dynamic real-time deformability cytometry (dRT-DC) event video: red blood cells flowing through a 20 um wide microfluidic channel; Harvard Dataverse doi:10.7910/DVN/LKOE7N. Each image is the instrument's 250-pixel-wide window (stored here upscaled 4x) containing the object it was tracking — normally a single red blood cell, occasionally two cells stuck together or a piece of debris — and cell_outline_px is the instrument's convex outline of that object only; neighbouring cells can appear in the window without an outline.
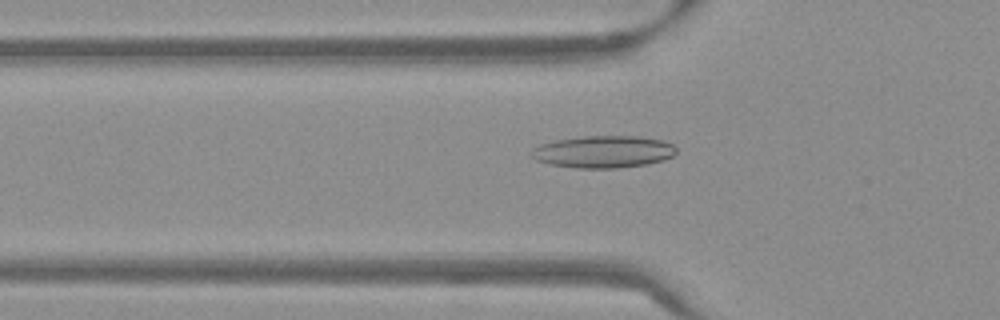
{"species": "Egyptian fruit bat (a non-hibernating species)", "species_latin": "Rousettus aegyptiacus", "temperature_condition": "warm", "stored_images_in_passage": 53, "camera_frame_rate_fps": 3000, "um_per_image_px": 0.085, "frame": {"image": 1, "passage_image": 18, "time_ms": 5.667, "image_size_px": [1000, 320], "cell_outline_px": [[676, 152], [672, 156], [664, 160], [648, 164], [616, 168], [576, 168], [548, 164], [536, 160], [528, 156], [532, 148], [540, 144], [556, 140], [584, 136], [640, 136], [660, 140], [672, 144], [676, 148]], "centroid_in_image_um": [51.24, 12.9], "position_along_channel_um": 74.6, "area_um2": 27.34}}
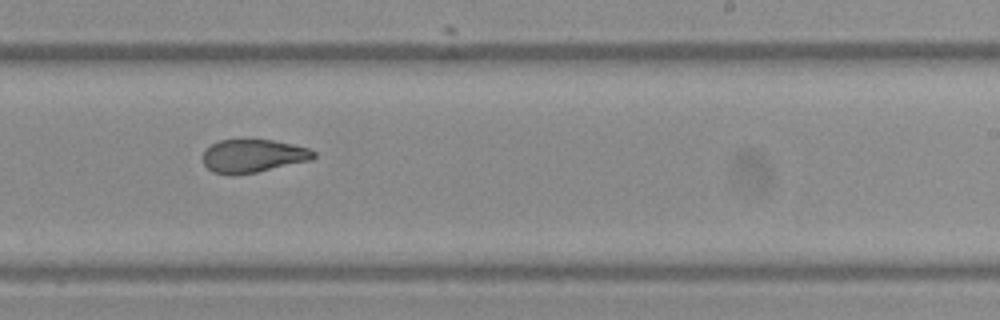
{"frame": {"image": 2, "passage_image": 33, "time_ms": 10.667, "image_size_px": [1000, 320], "cell_outline_px": [[316, 156], [312, 160], [256, 172], [232, 176], [212, 172], [204, 164], [204, 148], [220, 140], [272, 140], [292, 144], [308, 148], [316, 152]], "centroid_in_image_um": [21.51, 13.26], "position_along_channel_um": 267.5, "area_um2": 21.44}}
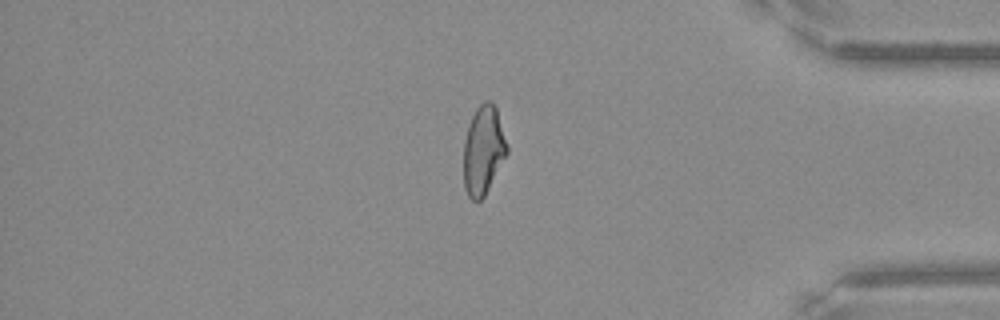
{"frame": {"image": 3, "passage_image": 45, "time_ms": 14.667, "image_size_px": [1000, 320], "cell_outline_px": [[508, 152], [484, 196], [480, 200], [472, 200], [468, 196], [464, 188], [464, 140], [472, 116], [476, 108], [484, 100], [492, 100], [496, 108], [508, 148]], "centroid_in_image_um": [41.07, 12.75], "position_along_channel_um": 394.1, "area_um2": 22.2}, "authors_computed_cell_mechanics": {"area_um2": 23.0622, "velocity_mm_per_s": 3.8308, "shape_relaxation_time_tau1_ms": null, "shape_relaxation_time_tau2_ms": 2.835, "deformation_change_tau1": null, "deformation_change_tau2": 0.1016}}